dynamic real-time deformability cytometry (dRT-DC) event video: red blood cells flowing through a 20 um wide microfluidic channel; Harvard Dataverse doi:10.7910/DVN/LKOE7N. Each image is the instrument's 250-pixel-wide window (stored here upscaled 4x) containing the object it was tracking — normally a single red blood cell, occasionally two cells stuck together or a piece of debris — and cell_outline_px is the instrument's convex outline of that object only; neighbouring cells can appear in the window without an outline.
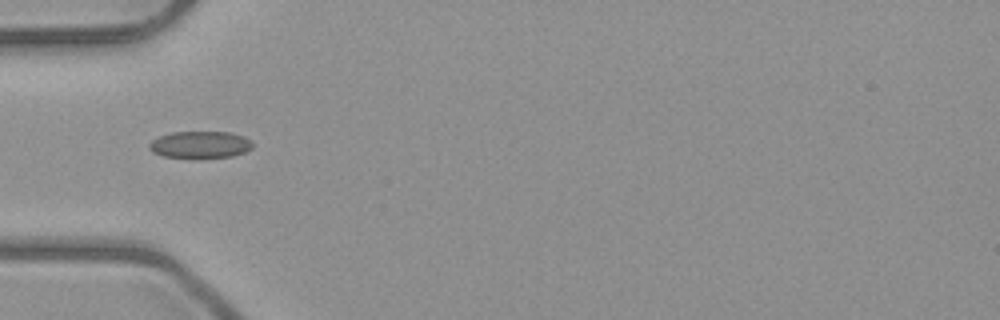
{"species": "common noctule bat (a hibernating species)", "species_latin": "Nyctalus noctula", "temperature_condition": "room temperature", "stored_images_in_passage": 3, "camera_frame_rate_fps": 3000, "um_per_image_px": 0.085, "animal": {"sex": "male", "body_mass_g": 23.1, "forearm_length_mm": 52.7}, "frame": {"image": 1, "passage_image": 2, "time_ms": 14.667, "image_size_px": [1000, 320], "cell_outline_px": [[252, 148], [244, 152], [232, 156], [200, 160], [192, 160], [164, 156], [152, 152], [148, 148], [148, 144], [152, 140], [160, 136], [172, 132], [228, 132], [244, 136], [252, 140]], "centroid_in_image_um": [17.0, 12.34], "position_along_channel_um": 68.0, "area_um2": 16.88}}
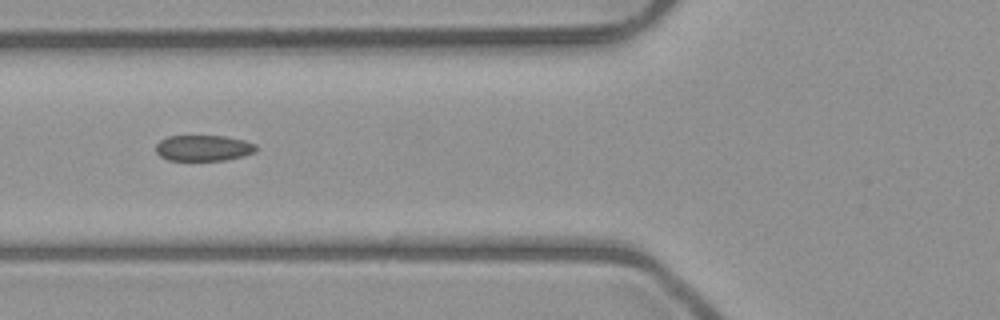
{"frame": {"image": 2, "passage_image": 3, "time_ms": 15.667, "image_size_px": [1000, 320], "cell_outline_px": [[256, 152], [244, 156], [224, 160], [168, 160], [160, 156], [156, 152], [156, 144], [160, 140], [168, 136], [224, 136], [244, 140], [256, 144]], "centroid_in_image_um": [17.3, 12.58], "position_along_channel_um": 108.5, "area_um2": 15.14}}